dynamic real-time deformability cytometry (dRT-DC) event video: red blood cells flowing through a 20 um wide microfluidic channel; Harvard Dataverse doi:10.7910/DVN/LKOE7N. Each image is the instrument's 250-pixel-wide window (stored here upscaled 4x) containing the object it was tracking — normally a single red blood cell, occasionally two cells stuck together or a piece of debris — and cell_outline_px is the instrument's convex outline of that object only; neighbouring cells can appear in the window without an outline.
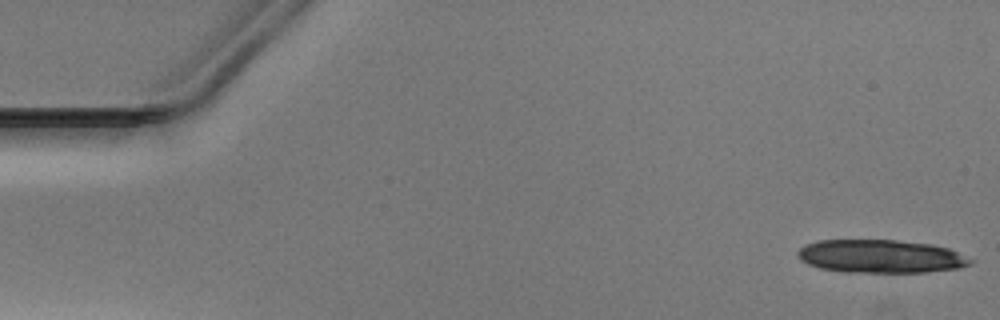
{"species": "Egyptian fruit bat (a non-hibernating species)", "species_latin": "Rousettus aegyptiacus", "temperature_condition": "warm", "stored_images_in_passage": 14, "camera_frame_rate_fps": 3000, "um_per_image_px": 0.085, "animal": {"sex": "male"}, "frame": {"image": 1, "passage_image": 1, "time_ms": 0.0, "image_size_px": [1000, 320], "cell_outline_px": [[976, 260], [972, 264], [960, 268], [924, 272], [844, 272], [820, 268], [808, 264], [800, 260], [796, 256], [796, 252], [804, 244], [820, 240], [896, 240], [932, 244], [948, 248]], "centroid_in_image_um": [74.86, 21.79], "position_along_channel_um": 10.1, "area_um2": 33.7}}